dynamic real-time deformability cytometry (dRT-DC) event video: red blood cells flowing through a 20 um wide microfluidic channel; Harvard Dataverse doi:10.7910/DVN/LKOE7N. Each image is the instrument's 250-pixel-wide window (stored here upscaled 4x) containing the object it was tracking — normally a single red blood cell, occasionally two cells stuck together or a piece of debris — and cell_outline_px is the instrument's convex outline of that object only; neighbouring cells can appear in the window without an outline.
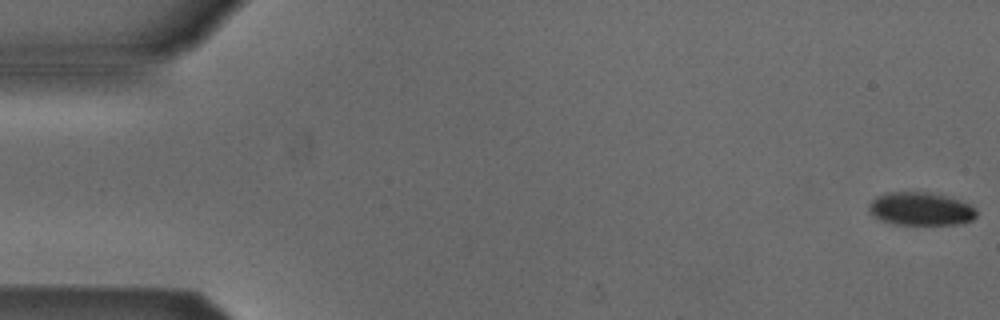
{"species": "Egyptian fruit bat (a non-hibernating species)", "species_latin": "Rousettus aegyptiacus", "temperature_condition": "cold", "stored_images_in_passage": 5, "camera_frame_rate_fps": 3000, "um_per_image_px": 0.085, "animal": {"sex": "male"}, "frame": {"image": 1, "passage_image": 1, "time_ms": 0.0, "image_size_px": [1000, 320], "cell_outline_px": [[976, 216], [972, 220], [964, 224], [892, 224], [880, 220], [872, 216], [868, 212], [868, 204], [876, 196], [884, 192], [928, 192], [948, 196], [960, 200], [976, 208]], "centroid_in_image_um": [78.23, 17.75], "position_along_channel_um": 6.8, "area_um2": 21.1}}
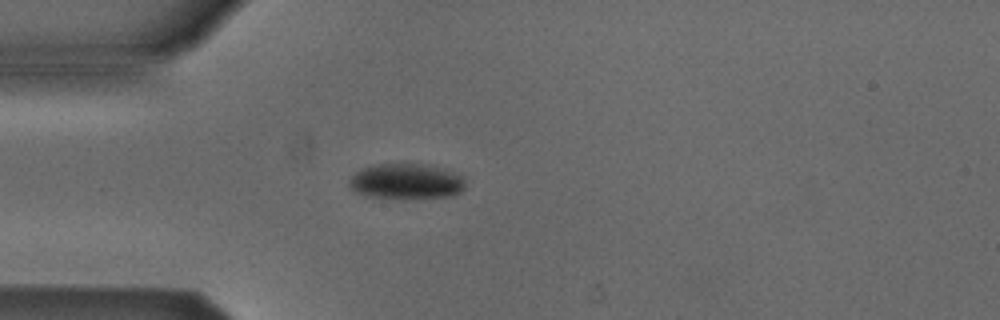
{"frame": {"image": 2, "passage_image": 5, "time_ms": 4.667, "image_size_px": [1000, 320], "cell_outline_px": [[464, 188], [460, 192], [452, 196], [424, 200], [404, 200], [364, 196], [356, 192], [348, 184], [348, 180], [356, 172], [364, 168], [380, 164], [420, 164], [436, 168], [460, 176], [464, 180]], "centroid_in_image_um": [34.49, 15.49], "position_along_channel_um": 50.5, "area_um2": 24.22}}